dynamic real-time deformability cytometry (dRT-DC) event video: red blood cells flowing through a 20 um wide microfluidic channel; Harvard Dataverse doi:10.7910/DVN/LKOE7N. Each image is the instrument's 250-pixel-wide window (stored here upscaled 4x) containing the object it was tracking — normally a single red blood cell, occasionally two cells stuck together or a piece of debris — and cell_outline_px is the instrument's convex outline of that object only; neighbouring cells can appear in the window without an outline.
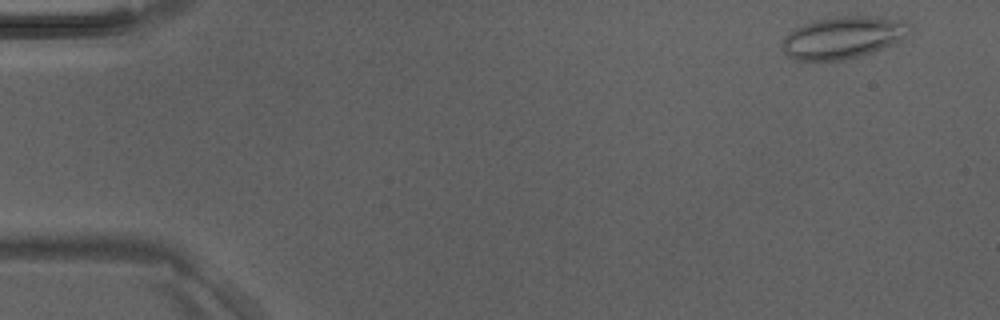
{"species": "Egyptian fruit bat (a non-hibernating species)", "species_latin": "Rousettus aegyptiacus", "temperature_condition": "room temperature", "stored_images_in_passage": 5, "camera_frame_rate_fps": 3000, "um_per_image_px": 0.085, "animal": {"sex": "male"}, "frame": {"image": 1, "passage_image": 1, "time_ms": 0.0, "image_size_px": [1000, 320], "cell_outline_px": [[908, 24], [904, 36], [900, 40], [892, 44], [872, 52], [860, 56], [840, 60], [796, 60], [788, 56], [784, 52], [784, 36], [792, 28], [816, 20], [840, 16], [876, 16], [904, 20]], "centroid_in_image_um": [71.61, 3.18], "position_along_channel_um": 13.4, "area_um2": 30.81}}